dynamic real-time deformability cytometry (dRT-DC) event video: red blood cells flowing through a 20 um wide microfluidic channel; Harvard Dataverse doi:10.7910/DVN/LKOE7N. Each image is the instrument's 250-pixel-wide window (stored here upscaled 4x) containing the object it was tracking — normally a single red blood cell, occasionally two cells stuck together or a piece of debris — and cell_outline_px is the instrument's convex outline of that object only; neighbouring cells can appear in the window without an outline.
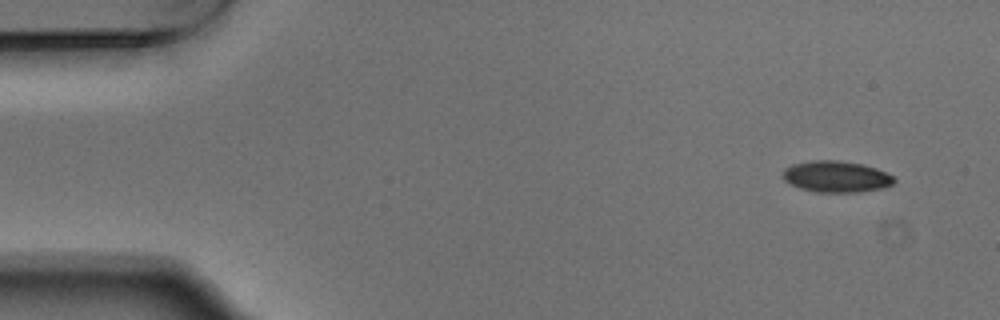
{"species": "Egyptian fruit bat (a non-hibernating species)", "species_latin": "Rousettus aegyptiacus", "temperature_condition": "warm", "stored_images_in_passage": 4, "camera_frame_rate_fps": 3000, "um_per_image_px": 0.085, "animal": {"sex": "male"}, "frame": {"image": 1, "passage_image": 1, "time_ms": 0.0, "image_size_px": [1000, 320], "cell_outline_px": [[896, 180], [892, 184], [880, 188], [860, 192], [816, 192], [800, 188], [784, 180], [784, 168], [792, 164], [812, 160], [840, 160], [864, 164], [876, 168], [892, 176]], "centroid_in_image_um": [71.07, 15.0], "position_along_channel_um": 13.9, "area_um2": 20.23}}
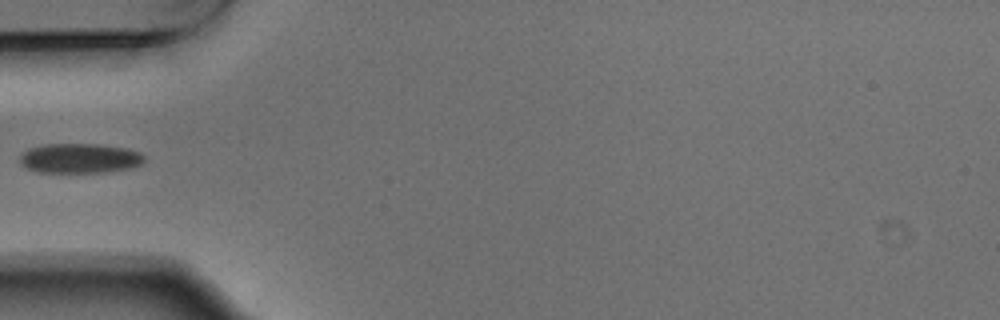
{"frame": {"image": 2, "passage_image": 4, "time_ms": 1.0, "image_size_px": [1000, 320], "cell_outline_px": [[144, 160], [140, 164], [128, 168], [104, 172], [36, 172], [20, 164], [20, 156], [28, 148], [44, 144], [96, 144], [124, 148], [140, 152], [144, 156]], "centroid_in_image_um": [6.73, 13.45], "position_along_channel_um": 78.3, "area_um2": 21.39}}